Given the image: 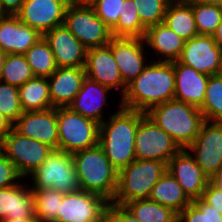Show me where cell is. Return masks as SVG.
I'll use <instances>...</instances> for the list:
<instances>
[{"instance_id":"cell-1","label":"cell","mask_w":222,"mask_h":222,"mask_svg":"<svg viewBox=\"0 0 222 222\" xmlns=\"http://www.w3.org/2000/svg\"><path fill=\"white\" fill-rule=\"evenodd\" d=\"M174 62L148 64L129 84L120 106L147 113L152 107L174 99Z\"/></svg>"},{"instance_id":"cell-2","label":"cell","mask_w":222,"mask_h":222,"mask_svg":"<svg viewBox=\"0 0 222 222\" xmlns=\"http://www.w3.org/2000/svg\"><path fill=\"white\" fill-rule=\"evenodd\" d=\"M119 112L99 126L98 145L110 163L120 171L136 159L134 141L140 122V111L119 106Z\"/></svg>"},{"instance_id":"cell-3","label":"cell","mask_w":222,"mask_h":222,"mask_svg":"<svg viewBox=\"0 0 222 222\" xmlns=\"http://www.w3.org/2000/svg\"><path fill=\"white\" fill-rule=\"evenodd\" d=\"M80 189L112 202L118 185V170L110 163L102 148L95 147L72 154Z\"/></svg>"},{"instance_id":"cell-4","label":"cell","mask_w":222,"mask_h":222,"mask_svg":"<svg viewBox=\"0 0 222 222\" xmlns=\"http://www.w3.org/2000/svg\"><path fill=\"white\" fill-rule=\"evenodd\" d=\"M146 115L169 134L181 149L194 142L205 121L199 108L175 99L152 107Z\"/></svg>"},{"instance_id":"cell-5","label":"cell","mask_w":222,"mask_h":222,"mask_svg":"<svg viewBox=\"0 0 222 222\" xmlns=\"http://www.w3.org/2000/svg\"><path fill=\"white\" fill-rule=\"evenodd\" d=\"M167 171L159 160H137L118 171V185L111 203L124 206L128 202L148 199L152 188Z\"/></svg>"},{"instance_id":"cell-6","label":"cell","mask_w":222,"mask_h":222,"mask_svg":"<svg viewBox=\"0 0 222 222\" xmlns=\"http://www.w3.org/2000/svg\"><path fill=\"white\" fill-rule=\"evenodd\" d=\"M58 150L73 154L98 145L99 126L67 108H57Z\"/></svg>"},{"instance_id":"cell-7","label":"cell","mask_w":222,"mask_h":222,"mask_svg":"<svg viewBox=\"0 0 222 222\" xmlns=\"http://www.w3.org/2000/svg\"><path fill=\"white\" fill-rule=\"evenodd\" d=\"M31 189H49L64 194L80 190L72 154L54 150L31 174Z\"/></svg>"},{"instance_id":"cell-8","label":"cell","mask_w":222,"mask_h":222,"mask_svg":"<svg viewBox=\"0 0 222 222\" xmlns=\"http://www.w3.org/2000/svg\"><path fill=\"white\" fill-rule=\"evenodd\" d=\"M64 25L86 49L106 46L113 38L111 29L96 15L92 6L70 2Z\"/></svg>"},{"instance_id":"cell-9","label":"cell","mask_w":222,"mask_h":222,"mask_svg":"<svg viewBox=\"0 0 222 222\" xmlns=\"http://www.w3.org/2000/svg\"><path fill=\"white\" fill-rule=\"evenodd\" d=\"M134 147L137 160H159L166 164L181 150L172 137L143 112H140Z\"/></svg>"},{"instance_id":"cell-10","label":"cell","mask_w":222,"mask_h":222,"mask_svg":"<svg viewBox=\"0 0 222 222\" xmlns=\"http://www.w3.org/2000/svg\"><path fill=\"white\" fill-rule=\"evenodd\" d=\"M0 149L22 177L32 174L54 151L46 144L21 135L14 128L0 142Z\"/></svg>"},{"instance_id":"cell-11","label":"cell","mask_w":222,"mask_h":222,"mask_svg":"<svg viewBox=\"0 0 222 222\" xmlns=\"http://www.w3.org/2000/svg\"><path fill=\"white\" fill-rule=\"evenodd\" d=\"M109 204L102 196L81 189L66 193L56 222H106Z\"/></svg>"},{"instance_id":"cell-12","label":"cell","mask_w":222,"mask_h":222,"mask_svg":"<svg viewBox=\"0 0 222 222\" xmlns=\"http://www.w3.org/2000/svg\"><path fill=\"white\" fill-rule=\"evenodd\" d=\"M186 150L194 153L196 163L212 179L222 163V122L205 120Z\"/></svg>"},{"instance_id":"cell-13","label":"cell","mask_w":222,"mask_h":222,"mask_svg":"<svg viewBox=\"0 0 222 222\" xmlns=\"http://www.w3.org/2000/svg\"><path fill=\"white\" fill-rule=\"evenodd\" d=\"M70 2L71 0H25L16 16L22 23L43 35L64 25L65 11Z\"/></svg>"},{"instance_id":"cell-14","label":"cell","mask_w":222,"mask_h":222,"mask_svg":"<svg viewBox=\"0 0 222 222\" xmlns=\"http://www.w3.org/2000/svg\"><path fill=\"white\" fill-rule=\"evenodd\" d=\"M13 128L23 136L58 150L57 108L42 111H24Z\"/></svg>"},{"instance_id":"cell-15","label":"cell","mask_w":222,"mask_h":222,"mask_svg":"<svg viewBox=\"0 0 222 222\" xmlns=\"http://www.w3.org/2000/svg\"><path fill=\"white\" fill-rule=\"evenodd\" d=\"M167 171L177 180L191 201L202 196L211 180L186 149H181L169 160Z\"/></svg>"},{"instance_id":"cell-16","label":"cell","mask_w":222,"mask_h":222,"mask_svg":"<svg viewBox=\"0 0 222 222\" xmlns=\"http://www.w3.org/2000/svg\"><path fill=\"white\" fill-rule=\"evenodd\" d=\"M221 52L212 35H197L185 41L177 61L211 76L218 70Z\"/></svg>"},{"instance_id":"cell-17","label":"cell","mask_w":222,"mask_h":222,"mask_svg":"<svg viewBox=\"0 0 222 222\" xmlns=\"http://www.w3.org/2000/svg\"><path fill=\"white\" fill-rule=\"evenodd\" d=\"M84 69L87 78L110 89L121 87L124 94L126 85L109 45L87 49Z\"/></svg>"},{"instance_id":"cell-18","label":"cell","mask_w":222,"mask_h":222,"mask_svg":"<svg viewBox=\"0 0 222 222\" xmlns=\"http://www.w3.org/2000/svg\"><path fill=\"white\" fill-rule=\"evenodd\" d=\"M43 38L53 52L57 67H84L87 49L65 25L47 31Z\"/></svg>"},{"instance_id":"cell-19","label":"cell","mask_w":222,"mask_h":222,"mask_svg":"<svg viewBox=\"0 0 222 222\" xmlns=\"http://www.w3.org/2000/svg\"><path fill=\"white\" fill-rule=\"evenodd\" d=\"M143 38L113 37L108 45L119 67L125 85L144 69Z\"/></svg>"},{"instance_id":"cell-20","label":"cell","mask_w":222,"mask_h":222,"mask_svg":"<svg viewBox=\"0 0 222 222\" xmlns=\"http://www.w3.org/2000/svg\"><path fill=\"white\" fill-rule=\"evenodd\" d=\"M43 35L22 23L16 15H0V49L5 54H24Z\"/></svg>"},{"instance_id":"cell-21","label":"cell","mask_w":222,"mask_h":222,"mask_svg":"<svg viewBox=\"0 0 222 222\" xmlns=\"http://www.w3.org/2000/svg\"><path fill=\"white\" fill-rule=\"evenodd\" d=\"M85 78L84 67H57L48 77L53 108H67L80 91Z\"/></svg>"},{"instance_id":"cell-22","label":"cell","mask_w":222,"mask_h":222,"mask_svg":"<svg viewBox=\"0 0 222 222\" xmlns=\"http://www.w3.org/2000/svg\"><path fill=\"white\" fill-rule=\"evenodd\" d=\"M174 73V99L200 108L205 98L209 75L178 61H174Z\"/></svg>"},{"instance_id":"cell-23","label":"cell","mask_w":222,"mask_h":222,"mask_svg":"<svg viewBox=\"0 0 222 222\" xmlns=\"http://www.w3.org/2000/svg\"><path fill=\"white\" fill-rule=\"evenodd\" d=\"M109 90L111 89L86 77L80 91L76 94L68 108L75 113L102 124L105 120L102 118L101 107L106 103V93Z\"/></svg>"},{"instance_id":"cell-24","label":"cell","mask_w":222,"mask_h":222,"mask_svg":"<svg viewBox=\"0 0 222 222\" xmlns=\"http://www.w3.org/2000/svg\"><path fill=\"white\" fill-rule=\"evenodd\" d=\"M14 218H35L32 189L19 183L0 189V221Z\"/></svg>"},{"instance_id":"cell-25","label":"cell","mask_w":222,"mask_h":222,"mask_svg":"<svg viewBox=\"0 0 222 222\" xmlns=\"http://www.w3.org/2000/svg\"><path fill=\"white\" fill-rule=\"evenodd\" d=\"M143 39L145 44L157 51L156 54L160 53L165 58L158 61L165 62L177 61L185 44V40L163 22L146 29Z\"/></svg>"},{"instance_id":"cell-26","label":"cell","mask_w":222,"mask_h":222,"mask_svg":"<svg viewBox=\"0 0 222 222\" xmlns=\"http://www.w3.org/2000/svg\"><path fill=\"white\" fill-rule=\"evenodd\" d=\"M148 199L169 207L178 214L192 202L168 171L154 185Z\"/></svg>"},{"instance_id":"cell-27","label":"cell","mask_w":222,"mask_h":222,"mask_svg":"<svg viewBox=\"0 0 222 222\" xmlns=\"http://www.w3.org/2000/svg\"><path fill=\"white\" fill-rule=\"evenodd\" d=\"M163 23L185 41L198 35L192 6L182 0L170 1Z\"/></svg>"},{"instance_id":"cell-28","label":"cell","mask_w":222,"mask_h":222,"mask_svg":"<svg viewBox=\"0 0 222 222\" xmlns=\"http://www.w3.org/2000/svg\"><path fill=\"white\" fill-rule=\"evenodd\" d=\"M18 89L23 111H42L53 107L49 96L47 77L34 76Z\"/></svg>"},{"instance_id":"cell-29","label":"cell","mask_w":222,"mask_h":222,"mask_svg":"<svg viewBox=\"0 0 222 222\" xmlns=\"http://www.w3.org/2000/svg\"><path fill=\"white\" fill-rule=\"evenodd\" d=\"M141 222H178V213L149 199L135 200L124 205Z\"/></svg>"},{"instance_id":"cell-30","label":"cell","mask_w":222,"mask_h":222,"mask_svg":"<svg viewBox=\"0 0 222 222\" xmlns=\"http://www.w3.org/2000/svg\"><path fill=\"white\" fill-rule=\"evenodd\" d=\"M34 213L38 222H56L64 193L49 189H32Z\"/></svg>"},{"instance_id":"cell-31","label":"cell","mask_w":222,"mask_h":222,"mask_svg":"<svg viewBox=\"0 0 222 222\" xmlns=\"http://www.w3.org/2000/svg\"><path fill=\"white\" fill-rule=\"evenodd\" d=\"M24 55L34 76L48 78L57 69L53 52L43 37L32 45Z\"/></svg>"},{"instance_id":"cell-32","label":"cell","mask_w":222,"mask_h":222,"mask_svg":"<svg viewBox=\"0 0 222 222\" xmlns=\"http://www.w3.org/2000/svg\"><path fill=\"white\" fill-rule=\"evenodd\" d=\"M146 29L142 26L133 0H124L122 15L111 29L112 37L144 38Z\"/></svg>"},{"instance_id":"cell-33","label":"cell","mask_w":222,"mask_h":222,"mask_svg":"<svg viewBox=\"0 0 222 222\" xmlns=\"http://www.w3.org/2000/svg\"><path fill=\"white\" fill-rule=\"evenodd\" d=\"M32 77L34 74L24 54H6L1 82L19 88Z\"/></svg>"},{"instance_id":"cell-34","label":"cell","mask_w":222,"mask_h":222,"mask_svg":"<svg viewBox=\"0 0 222 222\" xmlns=\"http://www.w3.org/2000/svg\"><path fill=\"white\" fill-rule=\"evenodd\" d=\"M198 35H213L222 21L221 3L191 4Z\"/></svg>"},{"instance_id":"cell-35","label":"cell","mask_w":222,"mask_h":222,"mask_svg":"<svg viewBox=\"0 0 222 222\" xmlns=\"http://www.w3.org/2000/svg\"><path fill=\"white\" fill-rule=\"evenodd\" d=\"M204 120L222 122V77L216 74L209 76L205 98L199 108Z\"/></svg>"},{"instance_id":"cell-36","label":"cell","mask_w":222,"mask_h":222,"mask_svg":"<svg viewBox=\"0 0 222 222\" xmlns=\"http://www.w3.org/2000/svg\"><path fill=\"white\" fill-rule=\"evenodd\" d=\"M178 222H222V214L200 197L178 214Z\"/></svg>"},{"instance_id":"cell-37","label":"cell","mask_w":222,"mask_h":222,"mask_svg":"<svg viewBox=\"0 0 222 222\" xmlns=\"http://www.w3.org/2000/svg\"><path fill=\"white\" fill-rule=\"evenodd\" d=\"M142 26L148 29L164 21L168 4L171 0H133Z\"/></svg>"},{"instance_id":"cell-38","label":"cell","mask_w":222,"mask_h":222,"mask_svg":"<svg viewBox=\"0 0 222 222\" xmlns=\"http://www.w3.org/2000/svg\"><path fill=\"white\" fill-rule=\"evenodd\" d=\"M0 112L12 124L23 114L24 111L20 105L18 87L0 82Z\"/></svg>"},{"instance_id":"cell-39","label":"cell","mask_w":222,"mask_h":222,"mask_svg":"<svg viewBox=\"0 0 222 222\" xmlns=\"http://www.w3.org/2000/svg\"><path fill=\"white\" fill-rule=\"evenodd\" d=\"M124 0H97L91 6L96 15L112 29L122 15Z\"/></svg>"},{"instance_id":"cell-40","label":"cell","mask_w":222,"mask_h":222,"mask_svg":"<svg viewBox=\"0 0 222 222\" xmlns=\"http://www.w3.org/2000/svg\"><path fill=\"white\" fill-rule=\"evenodd\" d=\"M17 178H22L15 165L0 149V189L18 184L14 183Z\"/></svg>"},{"instance_id":"cell-41","label":"cell","mask_w":222,"mask_h":222,"mask_svg":"<svg viewBox=\"0 0 222 222\" xmlns=\"http://www.w3.org/2000/svg\"><path fill=\"white\" fill-rule=\"evenodd\" d=\"M106 222H141L125 206L110 203Z\"/></svg>"},{"instance_id":"cell-42","label":"cell","mask_w":222,"mask_h":222,"mask_svg":"<svg viewBox=\"0 0 222 222\" xmlns=\"http://www.w3.org/2000/svg\"><path fill=\"white\" fill-rule=\"evenodd\" d=\"M201 198L222 214V190L211 180L208 182Z\"/></svg>"},{"instance_id":"cell-43","label":"cell","mask_w":222,"mask_h":222,"mask_svg":"<svg viewBox=\"0 0 222 222\" xmlns=\"http://www.w3.org/2000/svg\"><path fill=\"white\" fill-rule=\"evenodd\" d=\"M25 0H0V15H16Z\"/></svg>"},{"instance_id":"cell-44","label":"cell","mask_w":222,"mask_h":222,"mask_svg":"<svg viewBox=\"0 0 222 222\" xmlns=\"http://www.w3.org/2000/svg\"><path fill=\"white\" fill-rule=\"evenodd\" d=\"M13 128V124L0 112V142Z\"/></svg>"},{"instance_id":"cell-45","label":"cell","mask_w":222,"mask_h":222,"mask_svg":"<svg viewBox=\"0 0 222 222\" xmlns=\"http://www.w3.org/2000/svg\"><path fill=\"white\" fill-rule=\"evenodd\" d=\"M214 41L222 49V21L216 28V31L212 35Z\"/></svg>"},{"instance_id":"cell-46","label":"cell","mask_w":222,"mask_h":222,"mask_svg":"<svg viewBox=\"0 0 222 222\" xmlns=\"http://www.w3.org/2000/svg\"><path fill=\"white\" fill-rule=\"evenodd\" d=\"M211 181L222 190V163L220 164L218 172L214 175Z\"/></svg>"},{"instance_id":"cell-47","label":"cell","mask_w":222,"mask_h":222,"mask_svg":"<svg viewBox=\"0 0 222 222\" xmlns=\"http://www.w3.org/2000/svg\"><path fill=\"white\" fill-rule=\"evenodd\" d=\"M0 222H38L36 218H14V219H4Z\"/></svg>"},{"instance_id":"cell-48","label":"cell","mask_w":222,"mask_h":222,"mask_svg":"<svg viewBox=\"0 0 222 222\" xmlns=\"http://www.w3.org/2000/svg\"><path fill=\"white\" fill-rule=\"evenodd\" d=\"M189 4H197V3H222V0H182Z\"/></svg>"},{"instance_id":"cell-49","label":"cell","mask_w":222,"mask_h":222,"mask_svg":"<svg viewBox=\"0 0 222 222\" xmlns=\"http://www.w3.org/2000/svg\"><path fill=\"white\" fill-rule=\"evenodd\" d=\"M95 1L97 0H71L72 3L78 5H88V6H91Z\"/></svg>"},{"instance_id":"cell-50","label":"cell","mask_w":222,"mask_h":222,"mask_svg":"<svg viewBox=\"0 0 222 222\" xmlns=\"http://www.w3.org/2000/svg\"><path fill=\"white\" fill-rule=\"evenodd\" d=\"M5 57H6V54L0 49V80H1V74H2Z\"/></svg>"},{"instance_id":"cell-51","label":"cell","mask_w":222,"mask_h":222,"mask_svg":"<svg viewBox=\"0 0 222 222\" xmlns=\"http://www.w3.org/2000/svg\"><path fill=\"white\" fill-rule=\"evenodd\" d=\"M216 75L222 77V52H221V55H220L219 66H218V70L216 72Z\"/></svg>"}]
</instances>
